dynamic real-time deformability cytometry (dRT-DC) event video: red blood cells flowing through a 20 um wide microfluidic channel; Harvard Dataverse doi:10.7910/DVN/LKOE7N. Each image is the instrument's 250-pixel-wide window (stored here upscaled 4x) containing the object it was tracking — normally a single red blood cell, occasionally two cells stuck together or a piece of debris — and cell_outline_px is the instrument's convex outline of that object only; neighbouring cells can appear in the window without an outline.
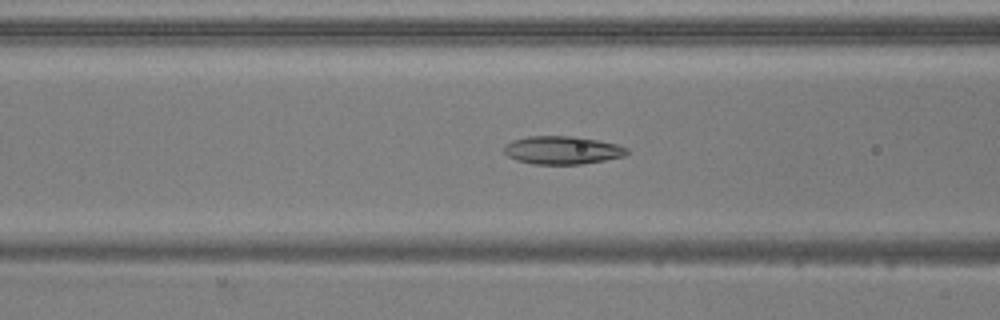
{"species": "common noctule bat (a hibernating species)", "species_latin": "Nyctalus noctula", "temperature_condition": "warm", "stored_images_in_passage": 52, "camera_frame_rate_fps": 3000, "um_per_image_px": 0.085, "animal": {"sex": "male", "body_mass_g": 20.5, "forearm_length_mm": 52.5}, "frame": {"image": 1, "passage_image": 21, "time_ms": 6.667, "image_size_px": [1000, 320], "cell_outline_px": [[628, 152], [624, 156], [604, 160], [580, 164], [532, 164], [516, 160], [508, 156], [504, 152], [504, 144], [512, 140], [528, 136], [572, 136], [596, 140], [616, 144], [628, 148]], "centroid_in_image_um": [47.75, 12.76], "position_along_channel_um": 118.8, "area_um2": 20.06}}
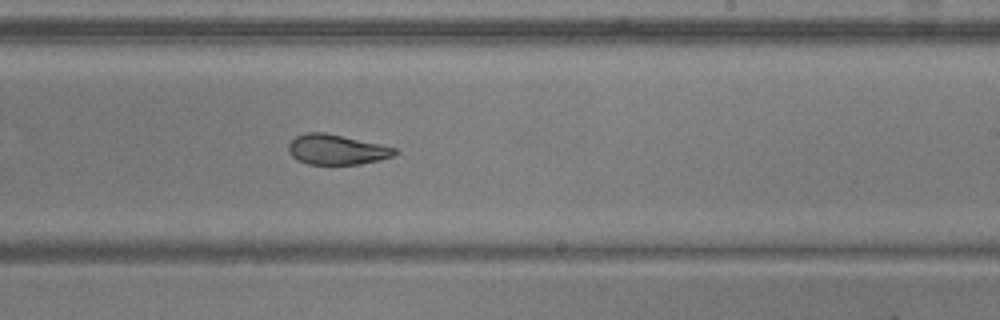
{"frame": {"image": 2, "passage_image": 32, "time_ms": 10.333, "image_size_px": [1000, 320], "cell_outline_px": [[400, 152], [392, 156], [380, 160], [360, 164], [308, 164], [296, 160], [288, 152], [288, 144], [296, 136], [304, 132], [324, 132], [380, 144], [396, 148]], "centroid_in_image_um": [28.6, 12.71], "position_along_channel_um": 260.4, "area_um2": 18.73}}
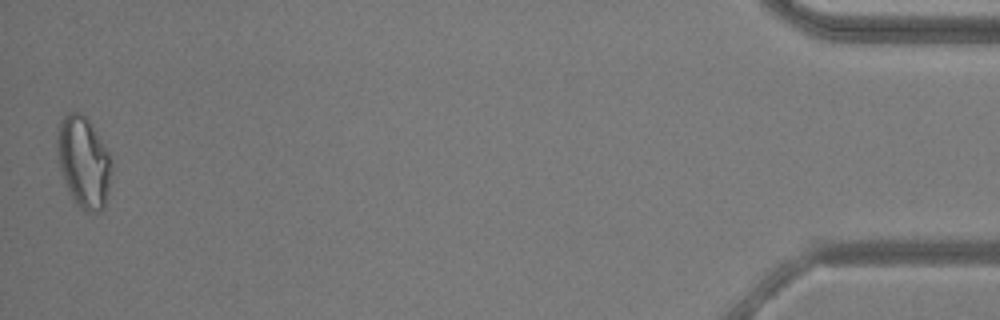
{"frame": {"image": 3, "passage_image": 52, "time_ms": 17.0, "image_size_px": [1000, 320], "cell_outline_px": [[112, 168], [104, 208], [100, 212], [84, 212], [80, 208], [72, 196], [68, 188], [60, 168], [56, 148], [56, 136], [60, 120], [68, 112], [80, 112], [88, 120], [108, 152], [112, 160]], "centroid_in_image_um": [7.1, 13.77], "position_along_channel_um": 428.1, "area_um2": 28.61}, "authors_computed_cell_mechanics": {"area_um2": 21.2415, "velocity_mm_per_s": 3.864, "shape_relaxation_time_tau1_ms": null, "shape_relaxation_time_tau2_ms": 2.6512, "deformation_change_tau1": null, "deformation_change_tau2": 0.0863}}